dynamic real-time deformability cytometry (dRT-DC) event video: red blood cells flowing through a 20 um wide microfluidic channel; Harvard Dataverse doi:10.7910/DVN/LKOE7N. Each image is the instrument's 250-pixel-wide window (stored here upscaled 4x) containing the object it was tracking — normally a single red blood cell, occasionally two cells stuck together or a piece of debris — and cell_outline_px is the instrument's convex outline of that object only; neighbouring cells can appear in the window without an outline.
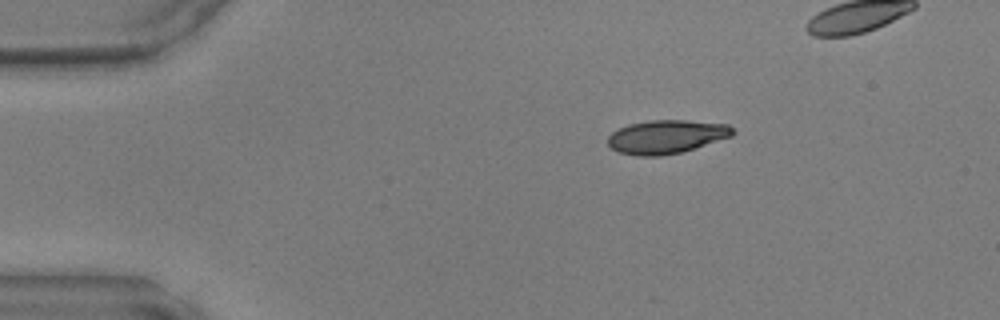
{"species": "common noctule bat (a hibernating species)", "species_latin": "Nyctalus noctula", "temperature_condition": "warm", "stored_images_in_passage": 36, "camera_frame_rate_fps": 3000, "um_per_image_px": 0.085, "animal": {"sex": "male", "body_mass_g": 17.9, "forearm_length_mm": 54.2}, "frame": {"image": 1, "passage_image": 1, "time_ms": 0.0, "image_size_px": [1000, 320], "cell_outline_px": [[736, 132], [732, 136], [680, 152], [660, 156], [640, 156], [620, 152], [612, 148], [608, 144], [608, 136], [612, 132], [628, 124], [648, 120], [684, 120], [728, 124]], "centroid_in_image_um": [56.64, 11.61], "position_along_channel_um": 28.4, "area_um2": 24.22}}
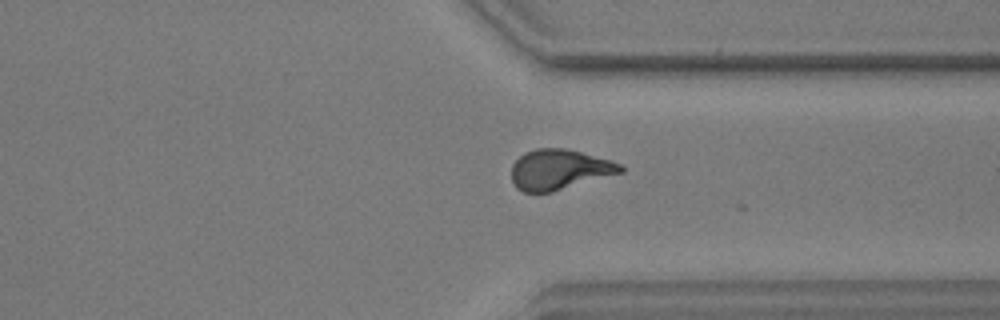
{"frame": {"image": 2, "passage_image": 29, "time_ms": 9.333, "image_size_px": [1000, 320], "cell_outline_px": [[624, 172], [552, 192], [524, 192], [516, 188], [512, 180], [512, 164], [524, 152], [536, 148], [564, 148], [612, 160], [620, 164], [624, 168]], "centroid_in_image_um": [47.54, 14.41], "position_along_channel_um": 363.9, "area_um2": 25.61}}
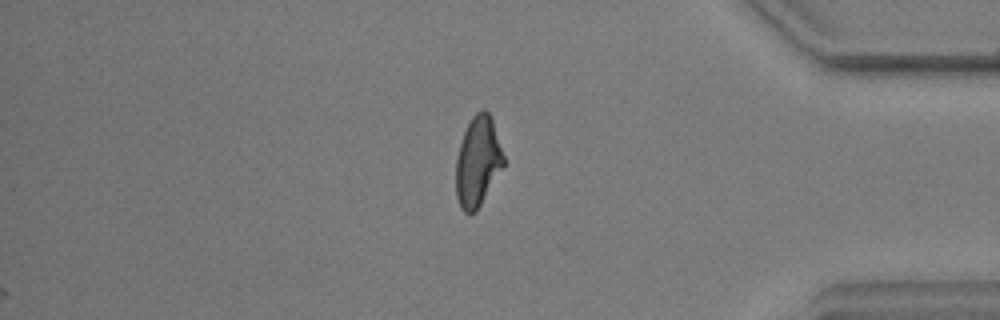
{"frame": {"image": 3, "passage_image": 33, "time_ms": 10.667, "image_size_px": [1000, 320], "cell_outline_px": [[504, 164], [476, 212], [468, 216], [460, 208], [456, 196], [456, 156], [464, 132], [472, 116], [476, 112], [484, 108], [488, 112], [492, 120], [504, 156]], "centroid_in_image_um": [40.59, 13.76], "position_along_channel_um": 394.6, "area_um2": 24.85}}